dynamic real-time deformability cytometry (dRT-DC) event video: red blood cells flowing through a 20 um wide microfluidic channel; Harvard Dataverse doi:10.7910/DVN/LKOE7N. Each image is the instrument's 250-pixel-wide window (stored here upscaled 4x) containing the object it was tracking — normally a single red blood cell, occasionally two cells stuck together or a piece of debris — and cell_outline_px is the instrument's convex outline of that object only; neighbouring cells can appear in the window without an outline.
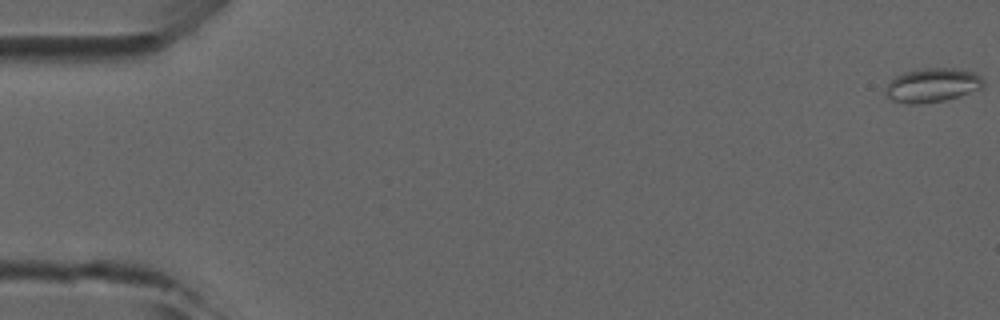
{"species": "common noctule bat (a hibernating species)", "species_latin": "Nyctalus noctula", "temperature_condition": "room temperature", "stored_images_in_passage": 50, "camera_frame_rate_fps": 3000, "um_per_image_px": 0.085, "animal": {"sex": "male", "forearm_length_mm": 52.5}, "frame": {"image": 1, "passage_image": 1, "time_ms": 0.0, "image_size_px": [1000, 320], "cell_outline_px": [[984, 88], [960, 96], [944, 100], [920, 104], [908, 104], [892, 100], [884, 92], [884, 88], [896, 76], [904, 72], [920, 68], [952, 68], [976, 72], [984, 80]], "centroid_in_image_um": [79.27, 7.24], "position_along_channel_um": 5.7, "area_um2": 19.59}}
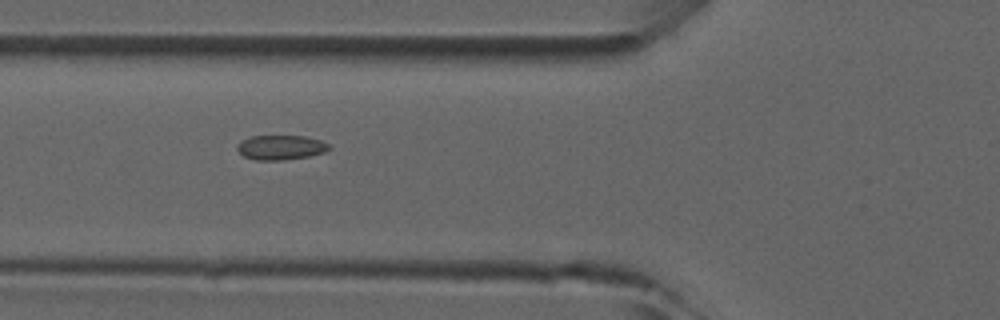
{"frame": {"image": 2, "passage_image": 19, "time_ms": 6.0, "image_size_px": [1000, 320], "cell_outline_px": [[332, 148], [324, 152], [308, 156], [284, 160], [256, 160], [244, 156], [236, 148], [244, 140], [252, 136], [304, 136], [320, 140], [328, 144]], "centroid_in_image_um": [23.9, 12.53], "position_along_channel_um": 101.9, "area_um2": 12.95}}
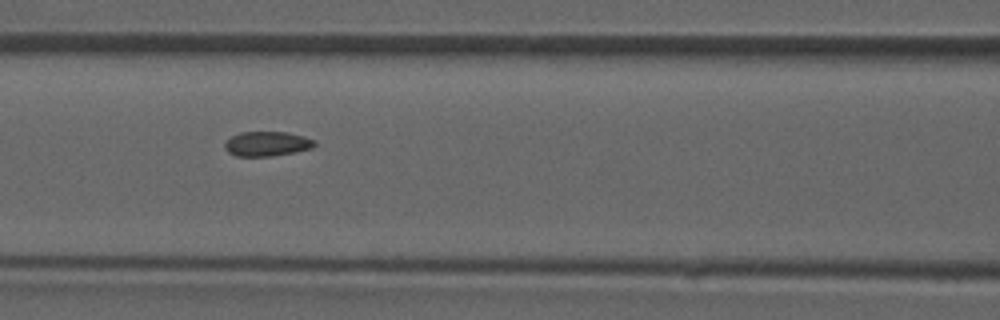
{"frame": {"image": 3, "passage_image": 22, "time_ms": 7.0, "image_size_px": [1000, 320], "cell_outline_px": [[316, 144], [312, 148], [272, 156], [236, 156], [228, 152], [224, 148], [224, 144], [232, 136], [240, 132], [284, 132], [304, 136], [316, 140]], "centroid_in_image_um": [22.69, 12.22], "position_along_channel_um": 143.9, "area_um2": 12.83}}